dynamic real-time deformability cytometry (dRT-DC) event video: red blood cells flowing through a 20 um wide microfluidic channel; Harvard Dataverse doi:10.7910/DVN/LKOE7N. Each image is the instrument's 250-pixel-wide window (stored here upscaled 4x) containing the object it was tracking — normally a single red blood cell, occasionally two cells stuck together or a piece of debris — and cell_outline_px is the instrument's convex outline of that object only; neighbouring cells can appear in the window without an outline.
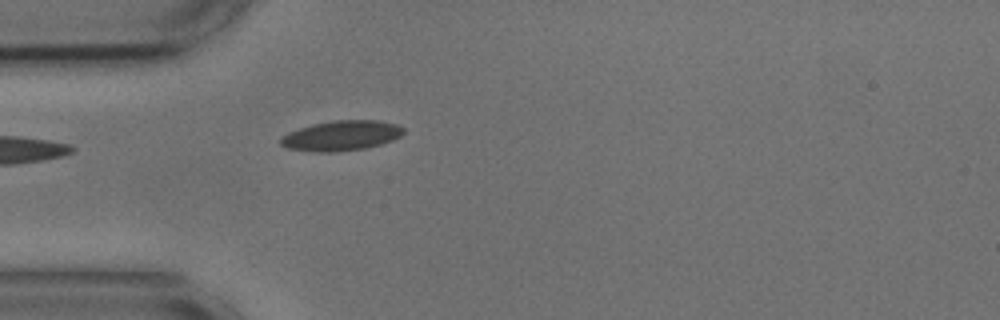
{"species": "common noctule bat (a hibernating species)", "species_latin": "Nyctalus noctula", "temperature_condition": "cold", "stored_images_in_passage": 36, "camera_frame_rate_fps": 3000, "um_per_image_px": 0.085, "animal": {"sex": "male", "body_mass_g": 17.9, "forearm_length_mm": 54.2}, "frame": {"image": 1, "passage_image": 1, "time_ms": 0.0, "image_size_px": [1000, 320], "cell_outline_px": [[404, 132], [400, 136], [392, 140], [380, 144], [364, 148], [332, 152], [316, 152], [288, 148], [280, 144], [280, 136], [288, 132], [312, 124], [332, 120], [376, 120], [396, 124], [404, 128]], "centroid_in_image_um": [28.99, 11.52], "position_along_channel_um": 56.0, "area_um2": 21.44}, "authors_computed_cell_mechanics": {"area_um2": 20.4612, "velocity_mm_per_s": 3.6368, "shape_relaxation_time_tau1_ms": 1.953, "shape_relaxation_time_tau2_ms": null, "deformation_change_tau1": 0.1187, "deformation_change_tau2": null}}